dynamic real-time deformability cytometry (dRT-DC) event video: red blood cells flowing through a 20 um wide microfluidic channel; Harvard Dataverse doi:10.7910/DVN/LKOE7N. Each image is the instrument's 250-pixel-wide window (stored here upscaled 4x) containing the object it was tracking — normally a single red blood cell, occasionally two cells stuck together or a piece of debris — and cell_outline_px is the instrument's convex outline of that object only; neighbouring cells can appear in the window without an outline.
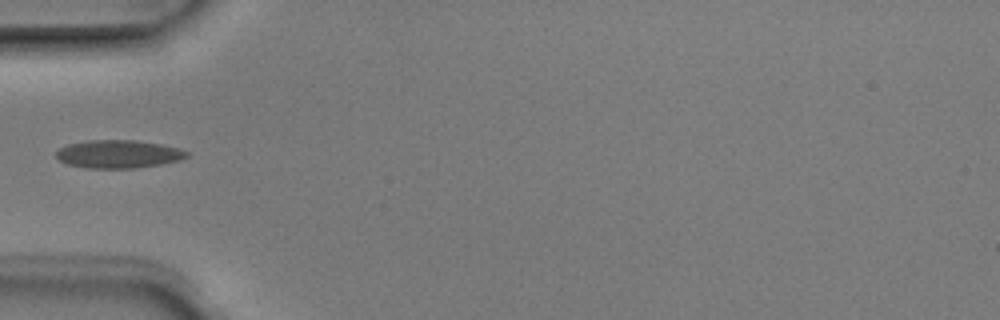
{"species": "Egyptian fruit bat (a non-hibernating species)", "species_latin": "Rousettus aegyptiacus", "temperature_condition": "room temperature", "stored_images_in_passage": 5, "camera_frame_rate_fps": 3000, "um_per_image_px": 0.085, "animal": {"sex": "male"}, "frame": {"image": 1, "passage_image": 5, "time_ms": 1.333, "image_size_px": [1000, 320], "cell_outline_px": [[188, 156], [180, 160], [160, 164], [136, 168], [84, 168], [68, 164], [60, 160], [56, 156], [56, 152], [60, 148], [68, 144], [88, 140], [136, 140], [160, 144], [180, 148], [188, 152]], "centroid_in_image_um": [10.07, 13.09], "position_along_channel_um": 74.9, "area_um2": 21.33}}